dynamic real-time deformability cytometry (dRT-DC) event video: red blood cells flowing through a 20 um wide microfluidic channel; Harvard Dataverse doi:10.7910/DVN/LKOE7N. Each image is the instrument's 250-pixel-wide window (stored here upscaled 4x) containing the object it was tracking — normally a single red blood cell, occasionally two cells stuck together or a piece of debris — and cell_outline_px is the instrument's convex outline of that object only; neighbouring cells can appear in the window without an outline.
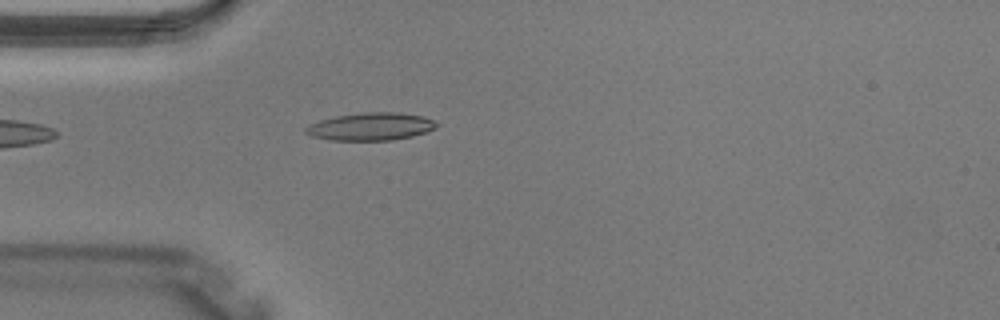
{"species": "Egyptian fruit bat (a non-hibernating species)", "species_latin": "Rousettus aegyptiacus", "temperature_condition": "warm", "stored_images_in_passage": 3, "camera_frame_rate_fps": 3000, "um_per_image_px": 0.085, "animal": {"sex": "male"}, "frame": {"image": 1, "passage_image": 3, "time_ms": 0.667, "image_size_px": [1000, 320], "cell_outline_px": [[440, 124], [424, 132], [412, 136], [392, 140], [332, 140], [312, 136], [304, 132], [304, 128], [308, 124], [320, 120], [336, 116], [364, 112], [400, 112], [424, 116]], "centroid_in_image_um": [31.49, 10.75], "position_along_channel_um": 53.5, "area_um2": 21.04}}